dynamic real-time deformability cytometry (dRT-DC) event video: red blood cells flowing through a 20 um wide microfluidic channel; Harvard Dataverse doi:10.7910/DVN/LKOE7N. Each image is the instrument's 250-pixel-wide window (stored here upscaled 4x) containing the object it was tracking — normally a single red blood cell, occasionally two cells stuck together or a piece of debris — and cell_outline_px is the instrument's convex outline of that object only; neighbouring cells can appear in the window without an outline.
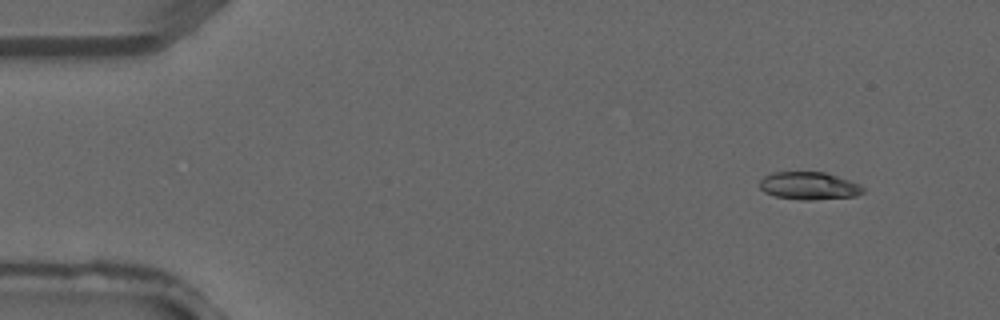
{"species": "common noctule bat (a hibernating species)", "species_latin": "Nyctalus noctula", "temperature_condition": "warm", "stored_images_in_passage": 4, "camera_frame_rate_fps": 3000, "um_per_image_px": 0.085, "animal": {"sex": "male", "forearm_length_mm": 52.5}, "frame": {"image": 1, "passage_image": 1, "time_ms": 0.0, "image_size_px": [1000, 320], "cell_outline_px": [[864, 192], [856, 196], [812, 200], [800, 200], [776, 196], [764, 192], [760, 188], [760, 180], [764, 176], [772, 172], [824, 172], [860, 184], [864, 188]], "centroid_in_image_um": [68.76, 15.8], "position_along_channel_um": 16.2, "area_um2": 16.65}}